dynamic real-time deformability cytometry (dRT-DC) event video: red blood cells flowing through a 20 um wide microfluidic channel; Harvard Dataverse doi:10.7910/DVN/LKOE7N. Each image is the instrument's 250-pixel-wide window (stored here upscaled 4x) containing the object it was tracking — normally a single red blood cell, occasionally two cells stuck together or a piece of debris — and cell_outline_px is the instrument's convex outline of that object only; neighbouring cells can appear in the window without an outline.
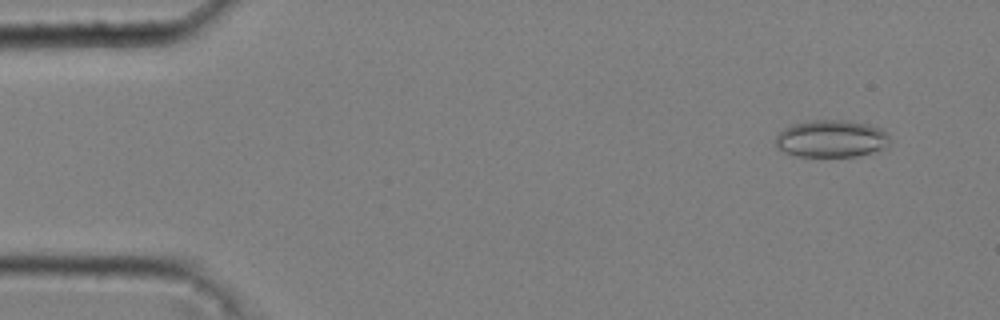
{"species": "common noctule bat (a hibernating species)", "species_latin": "Nyctalus noctula", "temperature_condition": "cold", "stored_images_in_passage": 50, "camera_frame_rate_fps": 3000, "um_per_image_px": 0.085, "animal": {"sex": "male", "body_mass_g": 20.4}, "frame": {"image": 1, "passage_image": 3, "time_ms": 0.667, "image_size_px": [1000, 320], "cell_outline_px": [[892, 140], [884, 148], [860, 156], [796, 156], [784, 152], [776, 144], [776, 136], [784, 128], [796, 124], [812, 120], [844, 120], [868, 124], [880, 128]], "centroid_in_image_um": [70.68, 11.79], "position_along_channel_um": 14.3, "area_um2": 24.62}}
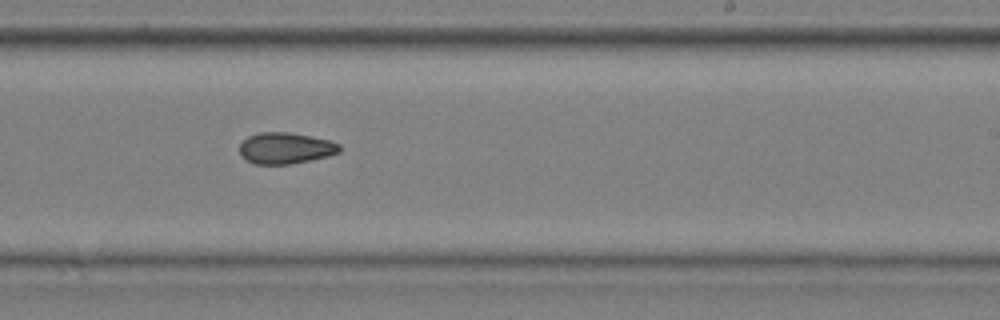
{"frame": {"image": 2, "passage_image": 32, "time_ms": 10.333, "image_size_px": [1000, 320], "cell_outline_px": [[340, 152], [328, 156], [288, 164], [256, 164], [244, 160], [240, 156], [240, 144], [248, 136], [260, 132], [288, 132], [328, 140], [340, 144]], "centroid_in_image_um": [24.23, 12.59], "position_along_channel_um": 264.8, "area_um2": 18.09}}
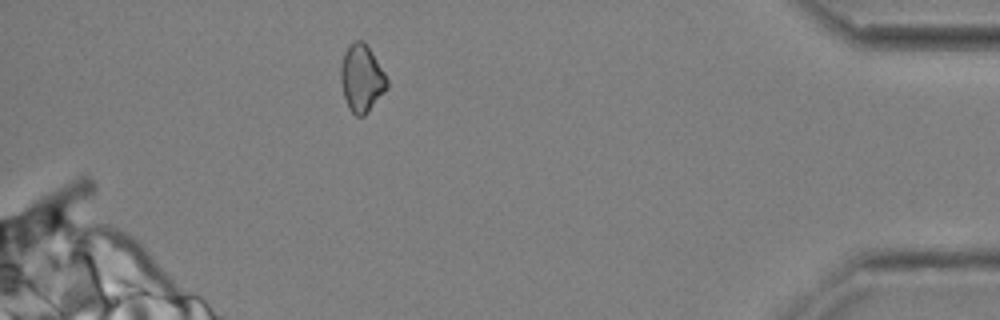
{"frame": {"image": 3, "passage_image": 47, "time_ms": 15.333, "image_size_px": [1000, 320], "cell_outline_px": [[388, 88], [368, 112], [364, 116], [356, 116], [348, 108], [344, 96], [340, 80], [340, 68], [344, 52], [348, 44], [356, 40], [364, 40], [372, 52], [384, 72], [388, 80]], "centroid_in_image_um": [30.73, 6.64], "position_along_channel_um": 404.5, "area_um2": 18.32}, "authors_computed_cell_mechanics": {"area_um2": 18.6116, "velocity_mm_per_s": 3.652, "shape_relaxation_time_tau1_ms": 8.6251, "shape_relaxation_time_tau2_ms": null, "deformation_change_tau1": 0.1173, "deformation_change_tau2": null}}